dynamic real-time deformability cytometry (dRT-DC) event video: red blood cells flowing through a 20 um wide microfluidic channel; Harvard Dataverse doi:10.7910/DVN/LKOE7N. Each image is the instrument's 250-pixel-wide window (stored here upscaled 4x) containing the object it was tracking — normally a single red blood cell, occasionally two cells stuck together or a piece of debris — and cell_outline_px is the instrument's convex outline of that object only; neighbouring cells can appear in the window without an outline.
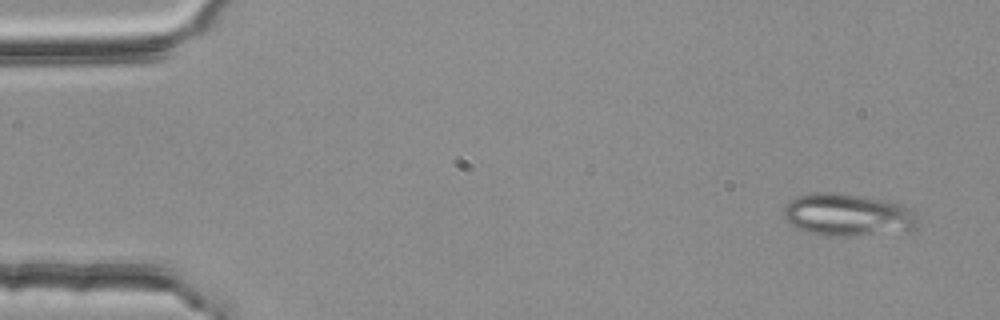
{"species": "common noctule bat (a hibernating species)", "species_latin": "Nyctalus noctula", "temperature_condition": "room temperature", "stored_images_in_passage": 4, "camera_frame_rate_fps": 3000, "um_per_image_px": 0.085, "animal": {"sex": "female", "body_mass_g": 25.1}, "frame": {"image": 1, "passage_image": 1, "time_ms": 0.0, "image_size_px": [1000, 320], "cell_outline_px": [[916, 228], [908, 232], [848, 236], [824, 236], [808, 232], [784, 220], [784, 208], [792, 200], [800, 196], [812, 192], [836, 192], [896, 200], [912, 208], [916, 212]], "centroid_in_image_um": [72.17, 18.25], "position_along_channel_um": 12.8, "area_um2": 33.93}}